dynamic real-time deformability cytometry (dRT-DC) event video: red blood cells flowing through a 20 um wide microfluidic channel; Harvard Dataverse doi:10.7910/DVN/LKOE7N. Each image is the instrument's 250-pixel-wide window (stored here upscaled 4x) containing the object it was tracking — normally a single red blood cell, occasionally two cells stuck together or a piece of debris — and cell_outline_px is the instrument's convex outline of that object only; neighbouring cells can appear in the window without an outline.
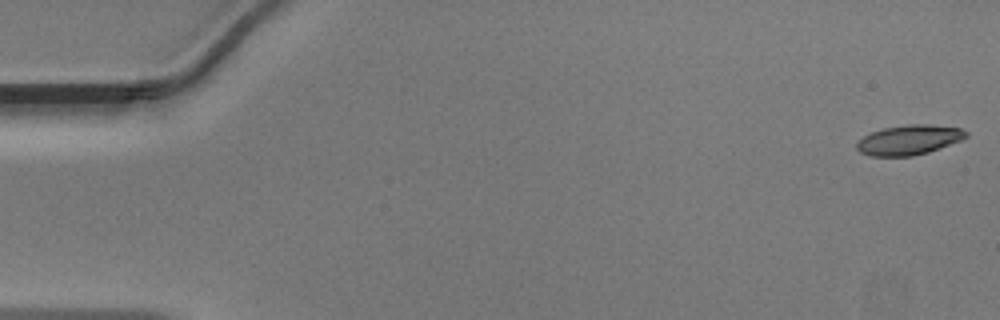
{"species": "Egyptian fruit bat (a non-hibernating species)", "species_latin": "Rousettus aegyptiacus", "temperature_condition": "warm", "stored_images_in_passage": 48, "camera_frame_rate_fps": 3000, "um_per_image_px": 0.085, "animal": {"sex": "male"}, "frame": {"image": 1, "passage_image": 1, "time_ms": 0.0, "image_size_px": [1000, 320], "cell_outline_px": [[968, 136], [960, 140], [928, 152], [912, 156], [872, 156], [860, 152], [856, 148], [856, 144], [864, 136], [872, 132], [884, 128], [908, 124], [928, 124], [960, 128], [968, 132]], "centroid_in_image_um": [77.26, 11.89], "position_along_channel_um": 7.7, "area_um2": 18.79}}
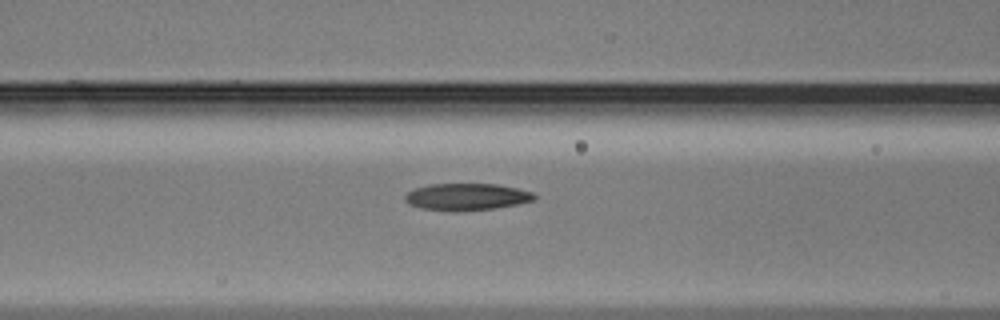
{"frame": {"image": 2, "passage_image": 20, "time_ms": 6.333, "image_size_px": [1000, 320], "cell_outline_px": [[536, 200], [496, 208], [456, 212], [452, 212], [420, 208], [408, 204], [404, 200], [404, 196], [408, 192], [416, 188], [428, 184], [496, 184], [516, 188], [532, 192], [536, 196]], "centroid_in_image_um": [39.64, 16.74], "position_along_channel_um": 127.0, "area_um2": 20.46}}
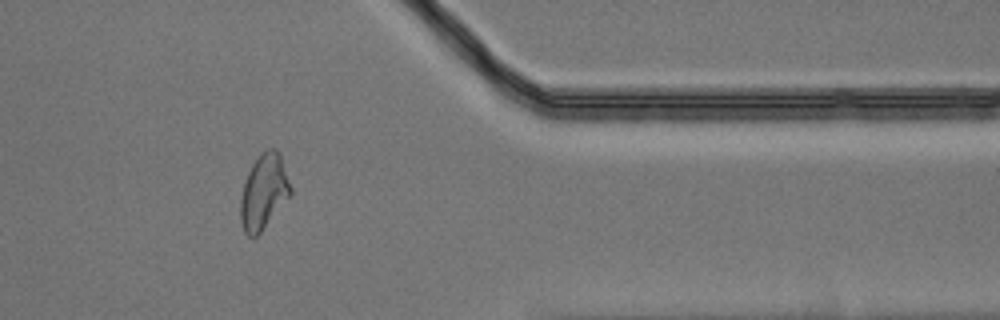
{"frame": {"image": 3, "passage_image": 40, "time_ms": 13.0, "image_size_px": [1000, 320], "cell_outline_px": [[292, 196], [260, 232], [256, 236], [248, 236], [244, 232], [240, 220], [240, 200], [244, 180], [252, 164], [260, 152], [268, 148], [276, 148], [280, 152], [292, 188]], "centroid_in_image_um": [22.44, 16.27], "position_along_channel_um": 389.0, "area_um2": 22.31}}